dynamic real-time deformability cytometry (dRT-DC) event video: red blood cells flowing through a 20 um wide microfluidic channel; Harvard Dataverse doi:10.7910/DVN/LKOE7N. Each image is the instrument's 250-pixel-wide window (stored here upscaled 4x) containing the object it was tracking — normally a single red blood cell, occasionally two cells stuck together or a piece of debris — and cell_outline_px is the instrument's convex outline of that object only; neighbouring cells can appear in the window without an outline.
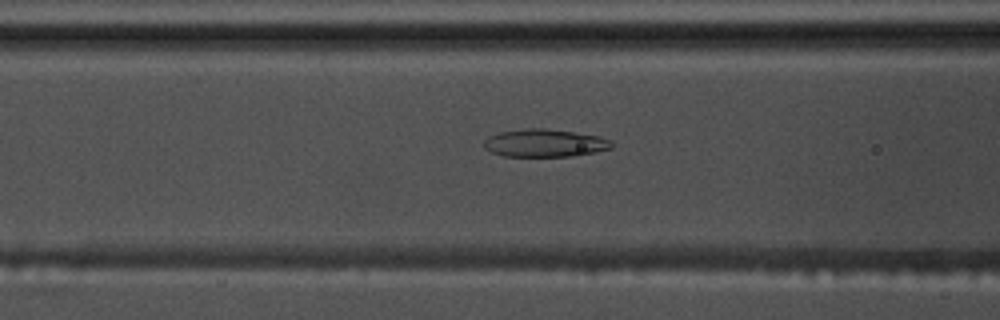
{"species": "common noctule bat (a hibernating species)", "species_latin": "Nyctalus noctula", "temperature_condition": "warm", "stored_images_in_passage": 56, "camera_frame_rate_fps": 3000, "um_per_image_px": 0.085, "animal": {"sex": "male", "body_mass_g": 17.5, "forearm_length_mm": 52.3}, "frame": {"image": 1, "passage_image": 23, "time_ms": 7.333, "image_size_px": [1000, 320], "cell_outline_px": [[612, 148], [596, 152], [572, 156], [504, 156], [492, 152], [484, 148], [484, 140], [488, 136], [500, 132], [528, 128], [544, 128], [600, 136], [612, 140]], "centroid_in_image_um": [46.31, 12.16], "position_along_channel_um": 120.3, "area_um2": 20.63}}
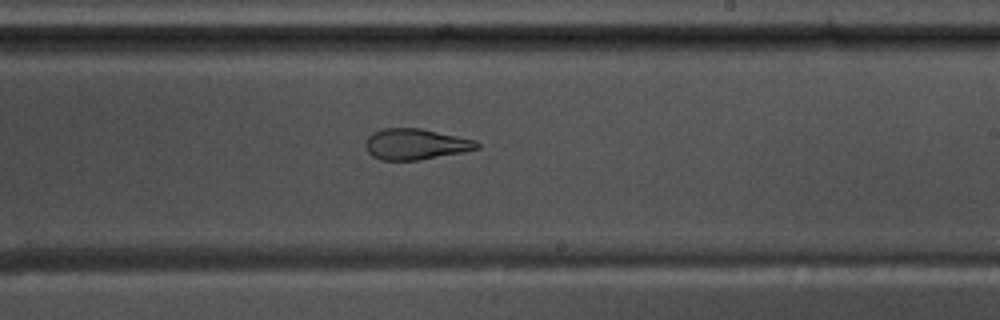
{"frame": {"image": 2, "passage_image": 34, "time_ms": 11.0, "image_size_px": [1000, 320], "cell_outline_px": [[480, 148], [464, 152], [420, 160], [380, 160], [372, 156], [368, 152], [364, 144], [364, 140], [372, 132], [380, 128], [420, 128], [476, 140], [480, 144]], "centroid_in_image_um": [35.3, 12.25], "position_along_channel_um": 253.7, "area_um2": 20.35}}
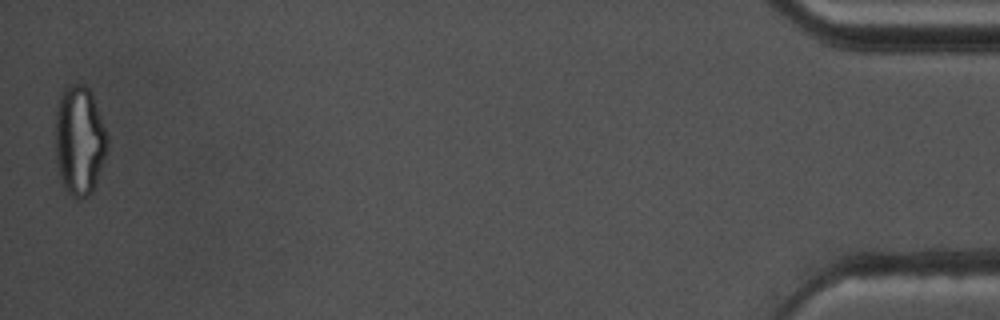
{"frame": {"image": 3, "passage_image": 56, "time_ms": 18.333, "image_size_px": [1000, 320], "cell_outline_px": [[108, 148], [92, 192], [88, 196], [80, 200], [68, 192], [64, 188], [60, 176], [56, 156], [56, 112], [60, 96], [64, 88], [68, 84], [84, 84], [92, 92], [108, 136]], "centroid_in_image_um": [6.77, 11.92], "position_along_channel_um": 428.4, "area_um2": 33.12}, "authors_computed_cell_mechanics": {"area_um2": 23.4957, "velocity_mm_per_s": 3.6472, "shape_relaxation_time_tau1_ms": null, "shape_relaxation_time_tau2_ms": 1.8134, "deformation_change_tau1": null, "deformation_change_tau2": 0.1029}}